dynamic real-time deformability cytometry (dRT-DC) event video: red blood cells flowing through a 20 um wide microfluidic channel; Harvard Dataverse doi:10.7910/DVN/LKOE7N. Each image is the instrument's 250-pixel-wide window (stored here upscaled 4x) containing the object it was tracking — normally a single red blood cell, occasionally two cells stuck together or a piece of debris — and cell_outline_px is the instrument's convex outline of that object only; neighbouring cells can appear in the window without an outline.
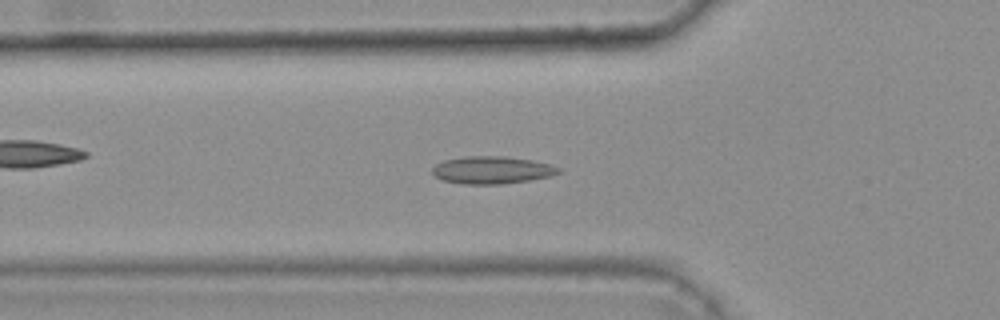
{"species": "common noctule bat (a hibernating species)", "species_latin": "Nyctalus noctula", "temperature_condition": "warm", "stored_images_in_passage": 45, "camera_frame_rate_fps": 3000, "um_per_image_px": 0.085, "animal": {"sex": "female", "body_mass_g": 25.1}, "frame": {"image": 1, "passage_image": 19, "time_ms": 6.0, "image_size_px": [1000, 320], "cell_outline_px": [[560, 172], [548, 176], [528, 180], [500, 184], [464, 184], [444, 180], [436, 176], [432, 172], [432, 168], [436, 164], [444, 160], [464, 156], [504, 156], [532, 160], [548, 164], [560, 168]], "centroid_in_image_um": [41.78, 14.44], "position_along_channel_um": 84.0, "area_um2": 19.94}}
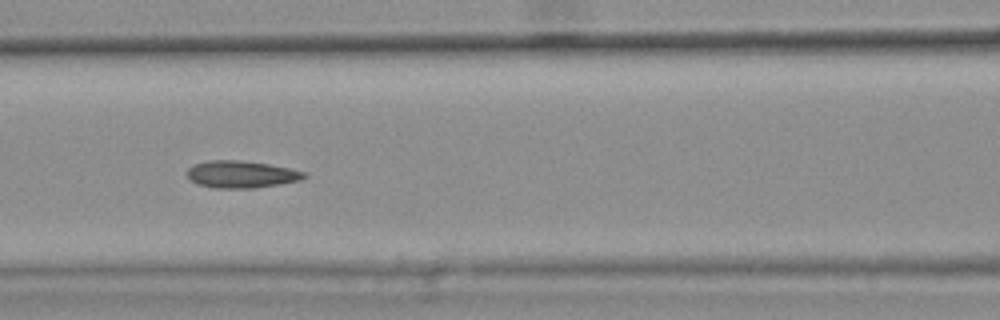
{"frame": {"image": 2, "passage_image": 24, "time_ms": 7.667, "image_size_px": [1000, 320], "cell_outline_px": [[308, 176], [300, 180], [280, 184], [256, 188], [212, 188], [196, 184], [188, 176], [188, 168], [192, 164], [208, 160], [236, 160], [268, 164], [308, 172]], "centroid_in_image_um": [20.51, 14.82], "position_along_channel_um": 146.1, "area_um2": 18.61}, "authors_computed_cell_mechanics": {"area_um2": 18.3804, "velocity_mm_per_s": 3.7019, "shape_relaxation_time_tau1_ms": null, "shape_relaxation_time_tau2_ms": 3.0188, "deformation_change_tau1": null, "deformation_change_tau2": 0.0815}}